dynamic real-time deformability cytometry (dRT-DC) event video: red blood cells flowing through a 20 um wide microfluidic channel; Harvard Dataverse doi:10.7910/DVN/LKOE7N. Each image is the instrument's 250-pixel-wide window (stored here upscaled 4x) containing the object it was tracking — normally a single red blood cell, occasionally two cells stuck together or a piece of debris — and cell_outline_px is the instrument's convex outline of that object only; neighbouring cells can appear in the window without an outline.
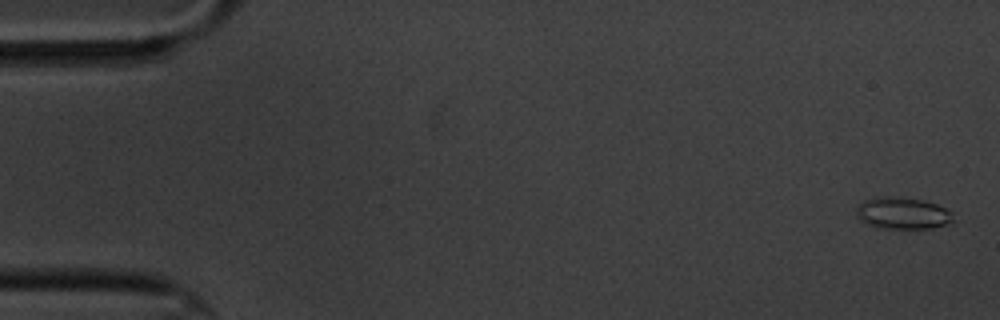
{"species": "common noctule bat (a hibernating species)", "species_latin": "Nyctalus noctula", "temperature_condition": "cold", "stored_images_in_passage": 6, "camera_frame_rate_fps": 3000, "um_per_image_px": 0.085, "animal": {"sex": "male", "body_mass_g": 20.1, "forearm_length_mm": 53.5}, "frame": {"image": 1, "passage_image": 1, "time_ms": 0.0, "image_size_px": [1000, 320], "cell_outline_px": [[956, 220], [932, 228], [876, 228], [860, 220], [856, 216], [856, 208], [864, 200], [880, 196], [896, 196], [920, 200], [936, 204], [952, 212]], "centroid_in_image_um": [76.7, 18.12], "position_along_channel_um": 8.3, "area_um2": 17.98}}
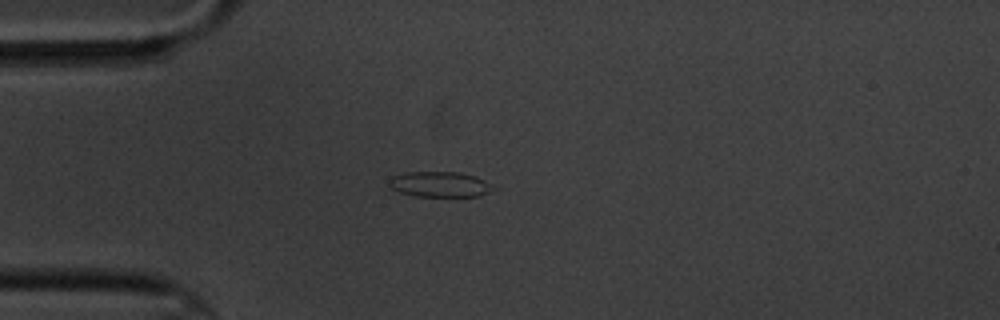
{"frame": {"image": 2, "passage_image": 5, "time_ms": 4.667, "image_size_px": [1000, 320], "cell_outline_px": [[500, 188], [480, 196], [416, 196], [400, 192], [392, 188], [388, 184], [388, 180], [392, 176], [408, 172], [460, 172], [476, 176]], "centroid_in_image_um": [37.45, 15.67], "position_along_channel_um": 47.6, "area_um2": 15.61}}
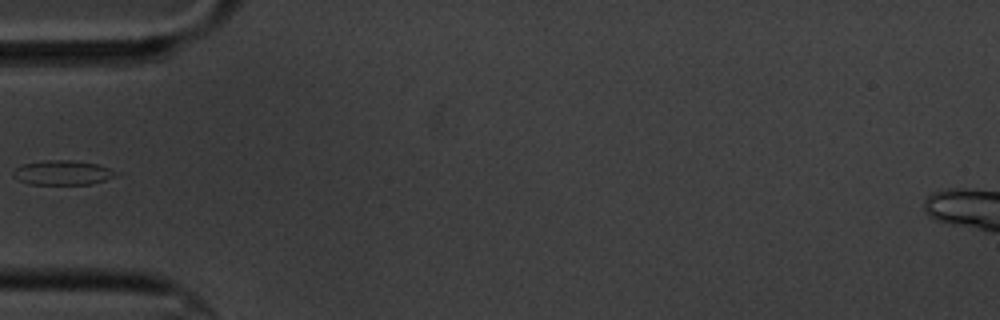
{"frame": {"image": 3, "passage_image": 6, "time_ms": 6.0, "image_size_px": [1000, 320], "cell_outline_px": [[120, 176], [92, 184], [28, 184], [12, 176], [12, 172], [16, 168], [24, 164], [44, 160], [72, 160], [96, 164], [120, 172]], "centroid_in_image_um": [5.37, 14.68], "position_along_channel_um": 79.6, "area_um2": 14.8}}